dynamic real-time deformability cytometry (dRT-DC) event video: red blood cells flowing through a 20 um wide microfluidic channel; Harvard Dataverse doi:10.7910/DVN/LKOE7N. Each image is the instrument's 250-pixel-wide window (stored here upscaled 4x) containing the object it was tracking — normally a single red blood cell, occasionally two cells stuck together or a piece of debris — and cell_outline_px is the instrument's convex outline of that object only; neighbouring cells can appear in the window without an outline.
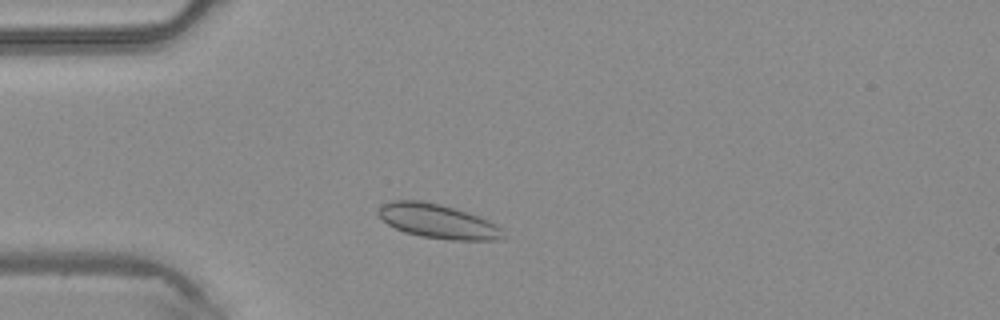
{"species": "common noctule bat (a hibernating species)", "species_latin": "Nyctalus noctula", "temperature_condition": "warm", "stored_images_in_passage": 2, "camera_frame_rate_fps": 3000, "um_per_image_px": 0.085, "animal": {"sex": "male", "body_mass_g": 20.4}, "frame": {"image": 1, "passage_image": 1, "time_ms": 0.0, "image_size_px": [1000, 320], "cell_outline_px": [[508, 236], [504, 240], [452, 240], [420, 236], [404, 232], [388, 224], [376, 212], [384, 204], [392, 200], [420, 200], [440, 204], [468, 212], [480, 216], [504, 228]], "centroid_in_image_um": [37.32, 18.82], "position_along_channel_um": 47.7, "area_um2": 25.2}}